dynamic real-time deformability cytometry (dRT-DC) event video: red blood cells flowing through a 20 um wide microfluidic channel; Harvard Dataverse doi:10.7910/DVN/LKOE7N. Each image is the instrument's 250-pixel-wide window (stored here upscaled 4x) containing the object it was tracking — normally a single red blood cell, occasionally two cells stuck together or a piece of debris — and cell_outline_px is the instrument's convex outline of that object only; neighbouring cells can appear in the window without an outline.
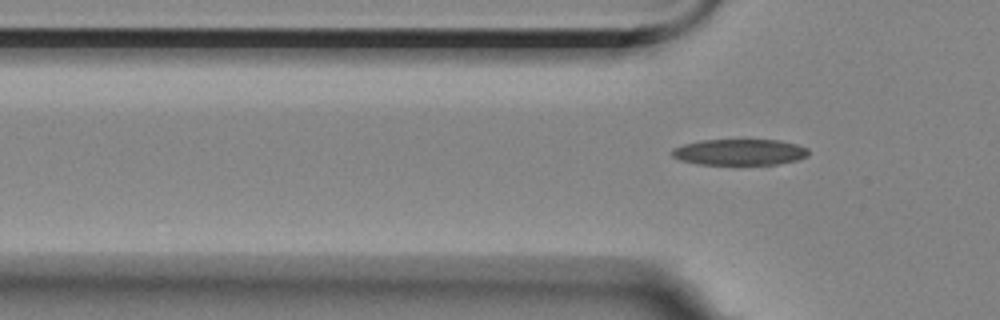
{"species": "Egyptian fruit bat (a non-hibernating species)", "species_latin": "Rousettus aegyptiacus", "temperature_condition": "room temperature", "stored_images_in_passage": 4, "segment_of_instrument_passage": [2, 2], "camera_frame_rate_fps": 3000, "um_per_image_px": 0.085, "animal": {"sex": "female"}, "frame": {"image": 1, "passage_image": 4, "time_ms": 3.667, "image_size_px": [1000, 320], "cell_outline_px": [[808, 156], [796, 160], [776, 164], [696, 164], [680, 160], [672, 156], [672, 148], [684, 144], [700, 140], [780, 140], [796, 144], [808, 148]], "centroid_in_image_um": [62.85, 12.92], "position_along_channel_um": 62.9, "area_um2": 20.69}}